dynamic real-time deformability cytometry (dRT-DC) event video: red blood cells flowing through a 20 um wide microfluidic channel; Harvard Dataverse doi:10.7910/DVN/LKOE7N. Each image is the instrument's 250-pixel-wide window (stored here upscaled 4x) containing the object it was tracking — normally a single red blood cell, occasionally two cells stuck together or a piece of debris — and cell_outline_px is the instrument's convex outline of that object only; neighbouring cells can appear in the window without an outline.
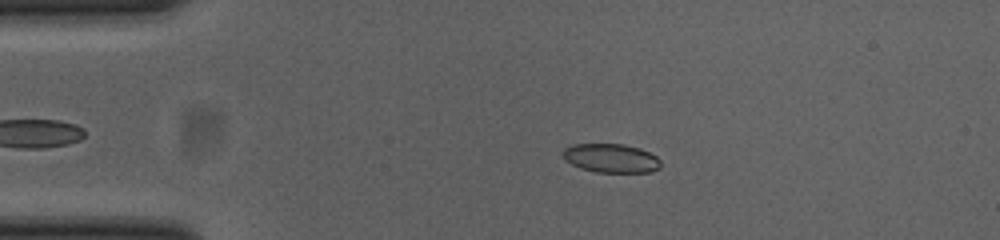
{"species": "common noctule bat (a hibernating species)", "species_latin": "Nyctalus noctula", "temperature_condition": "cold", "stored_images_in_passage": 46, "camera_frame_rate_fps": 3000, "um_per_image_px": 0.085, "animal": {"sex": "female", "body_mass_g": 23.0, "forearm_length_mm": 53.4}, "frame": {"image": 1, "passage_image": 10, "time_ms": 3.0, "image_size_px": [1000, 240], "cell_outline_px": [[660, 168], [652, 172], [596, 172], [580, 168], [564, 160], [564, 148], [572, 144], [624, 144], [640, 148], [656, 156], [660, 160]], "centroid_in_image_um": [51.95, 13.44], "position_along_channel_um": 33.1, "area_um2": 16.47}}
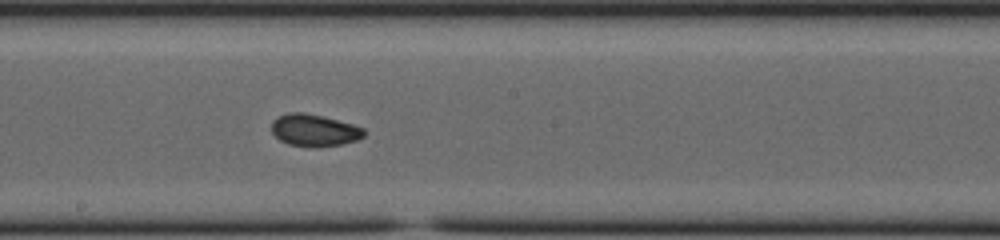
{"frame": {"image": 2, "passage_image": 28, "time_ms": 9.0, "image_size_px": [1000, 240], "cell_outline_px": [[364, 136], [356, 140], [340, 144], [316, 148], [308, 148], [288, 144], [280, 140], [272, 132], [272, 120], [276, 116], [288, 112], [304, 112], [324, 116], [352, 124], [364, 128]], "centroid_in_image_um": [26.67, 11.07], "position_along_channel_um": 221.5, "area_um2": 17.51}}
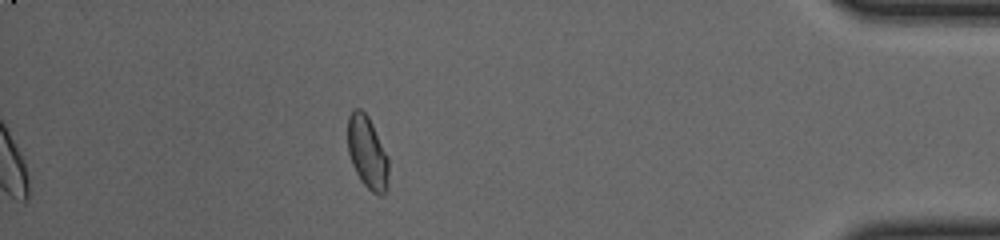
{"frame": {"image": 3, "passage_image": 46, "time_ms": 15.0, "image_size_px": [1000, 240], "cell_outline_px": [[388, 180], [384, 192], [380, 196], [372, 192], [360, 180], [352, 164], [348, 152], [348, 116], [352, 108], [360, 108], [368, 116], [388, 156]], "centroid_in_image_um": [31.21, 12.94], "position_along_channel_um": 404.0, "area_um2": 17.22}, "authors_computed_cell_mechanics": {"area_um2": 16.8776, "velocity_mm_per_s": 3.8505, "shape_relaxation_time_tau1_ms": null, "shape_relaxation_time_tau2_ms": 1.9584, "deformation_change_tau1": null, "deformation_change_tau2": 0.053}}